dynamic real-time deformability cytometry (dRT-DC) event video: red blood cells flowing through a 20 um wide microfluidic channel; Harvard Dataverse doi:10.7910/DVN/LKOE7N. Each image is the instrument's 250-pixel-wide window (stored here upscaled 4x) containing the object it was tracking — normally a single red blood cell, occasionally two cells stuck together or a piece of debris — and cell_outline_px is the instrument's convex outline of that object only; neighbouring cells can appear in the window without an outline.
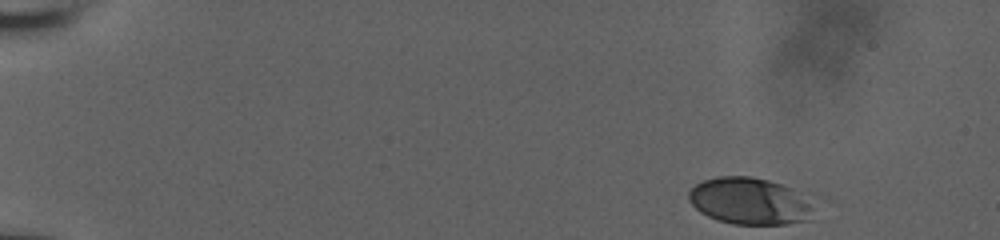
{"species": "human", "species_latin": "Homo sapiens", "temperature_condition": "room temperature", "stored_images_in_passage": 22, "camera_frame_rate_fps": 3000, "um_per_image_px": 0.085, "donor": {"sex": "male"}, "frame": {"image": 1, "passage_image": 1, "time_ms": 0.0, "image_size_px": [1000, 240], "cell_outline_px": [[812, 208], [808, 220], [784, 224], [732, 224], [716, 220], [700, 212], [688, 200], [688, 192], [696, 184], [704, 180], [716, 176], [752, 176], [768, 180], [780, 184], [788, 188], [808, 204]], "centroid_in_image_um": [63.59, 17.1], "position_along_channel_um": 21.4, "area_um2": 33.35}}
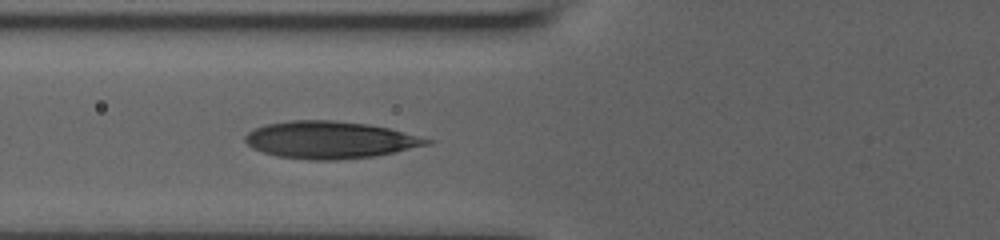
{"frame": {"image": 2, "passage_image": 16, "time_ms": 5.0, "image_size_px": [1000, 240], "cell_outline_px": [[432, 140], [428, 144], [396, 152], [376, 156], [336, 160], [308, 160], [276, 156], [252, 148], [244, 140], [244, 136], [248, 132], [264, 124], [292, 120], [332, 120], [368, 124], [388, 128]], "centroid_in_image_um": [27.99, 11.89], "position_along_channel_um": 97.8, "area_um2": 39.25}}
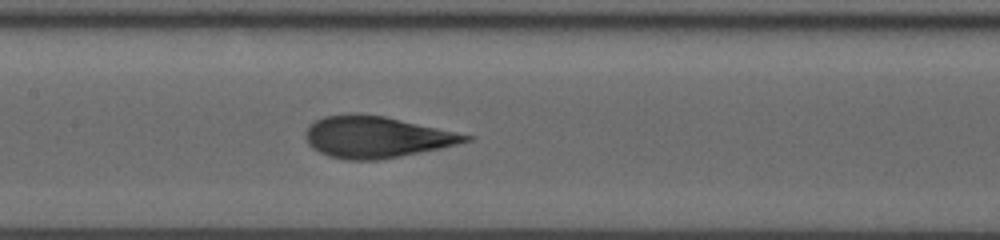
{"frame": {"image": 3, "passage_image": 22, "time_ms": 7.0, "image_size_px": [1000, 240], "cell_outline_px": [[476, 136], [472, 140], [440, 148], [380, 160], [344, 160], [328, 156], [312, 148], [308, 144], [304, 136], [304, 132], [316, 120], [324, 116], [348, 112], [384, 116]], "centroid_in_image_um": [31.96, 11.64], "position_along_channel_um": 175.4, "area_um2": 38.84}}